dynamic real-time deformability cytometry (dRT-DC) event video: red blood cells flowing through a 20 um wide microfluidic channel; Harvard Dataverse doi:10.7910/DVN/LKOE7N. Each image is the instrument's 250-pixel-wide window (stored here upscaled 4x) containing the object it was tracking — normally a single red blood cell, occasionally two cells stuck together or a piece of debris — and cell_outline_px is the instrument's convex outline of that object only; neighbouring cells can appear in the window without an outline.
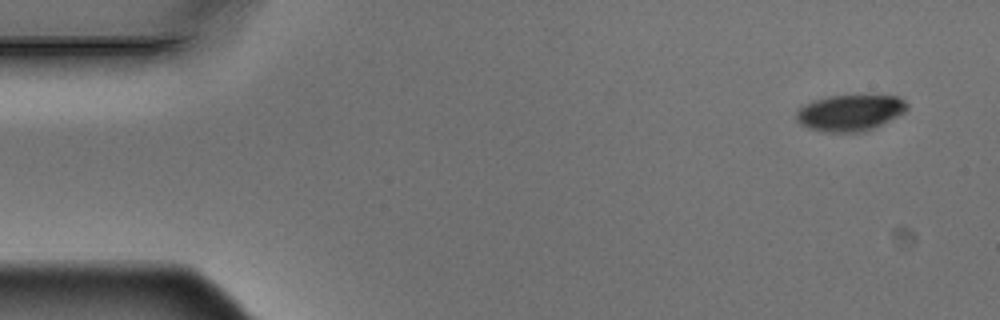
{"species": "Egyptian fruit bat (a non-hibernating species)", "species_latin": "Rousettus aegyptiacus", "temperature_condition": "warm", "stored_images_in_passage": 6, "camera_frame_rate_fps": 3000, "um_per_image_px": 0.085, "animal": {"sex": "male"}, "frame": {"image": 1, "passage_image": 1, "time_ms": 0.0, "image_size_px": [1000, 320], "cell_outline_px": [[908, 108], [904, 112], [864, 132], [824, 132], [808, 128], [800, 124], [796, 120], [796, 112], [804, 104], [812, 100], [828, 96], [900, 96], [908, 104]], "centroid_in_image_um": [72.21, 9.58], "position_along_channel_um": 12.8, "area_um2": 23.24}}
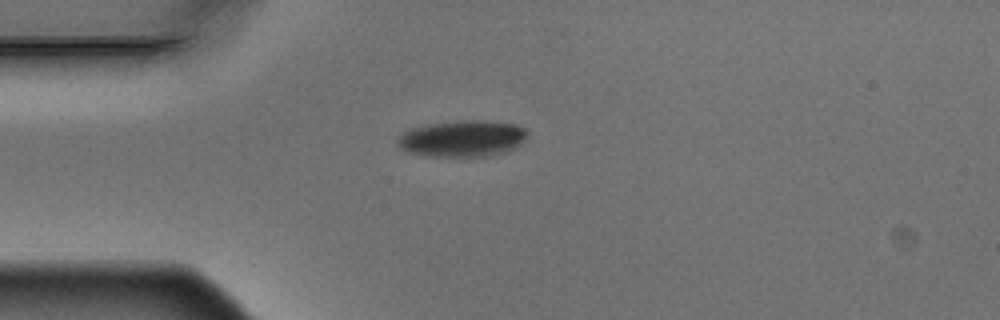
{"frame": {"image": 2, "passage_image": 4, "time_ms": 1.0, "image_size_px": [1000, 320], "cell_outline_px": [[528, 136], [516, 148], [504, 152], [488, 156], [424, 156], [408, 152], [400, 148], [396, 144], [396, 140], [408, 128], [432, 124], [472, 120], [484, 120], [516, 124], [524, 128], [528, 132]], "centroid_in_image_um": [39.31, 11.78], "position_along_channel_um": 45.7, "area_um2": 27.57}}
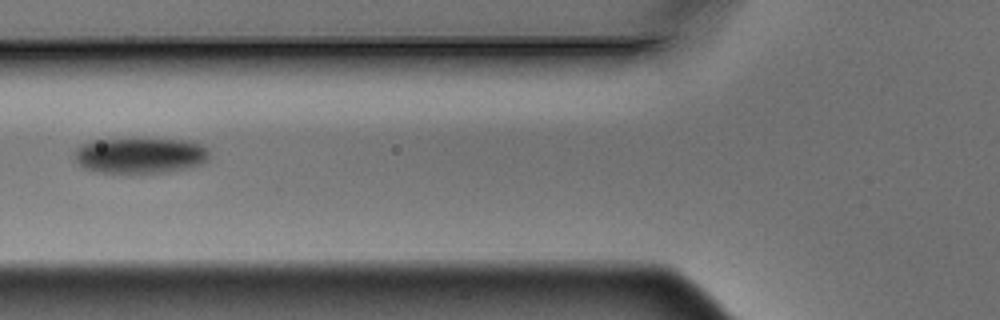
{"frame": {"image": 3, "passage_image": 6, "time_ms": 1.667, "image_size_px": [1000, 320], "cell_outline_px": [[208, 160], [200, 164], [184, 168], [164, 172], [100, 172], [84, 168], [76, 160], [76, 148], [92, 140], [132, 136], [188, 140], [200, 144], [208, 148]], "centroid_in_image_um": [11.92, 13.14], "position_along_channel_um": 113.9, "area_um2": 28.67}}